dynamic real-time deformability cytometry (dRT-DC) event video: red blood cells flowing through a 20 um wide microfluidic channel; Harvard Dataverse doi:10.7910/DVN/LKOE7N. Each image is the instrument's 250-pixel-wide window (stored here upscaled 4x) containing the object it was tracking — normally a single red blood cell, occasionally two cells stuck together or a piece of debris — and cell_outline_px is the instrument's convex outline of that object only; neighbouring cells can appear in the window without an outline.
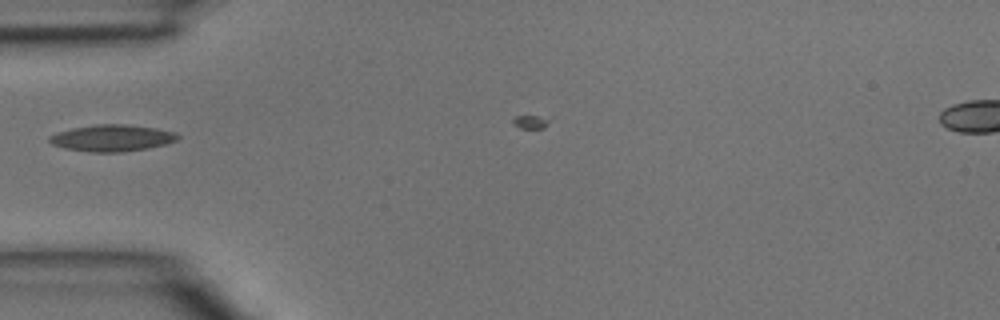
{"species": "common noctule bat (a hibernating species)", "species_latin": "Nyctalus noctula", "temperature_condition": "room temperature", "stored_images_in_passage": 4, "camera_frame_rate_fps": 3000, "um_per_image_px": 0.085, "animal": {"sex": "male", "body_mass_g": 15.6}, "frame": {"image": 1, "passage_image": 4, "time_ms": 1.0, "image_size_px": [1000, 320], "cell_outline_px": [[180, 136], [176, 140], [168, 144], [148, 148], [120, 152], [92, 152], [64, 148], [52, 144], [48, 140], [48, 136], [56, 132], [72, 128], [96, 124], [128, 124], [156, 128], [176, 132]], "centroid_in_image_um": [9.52, 11.72], "position_along_channel_um": 75.5, "area_um2": 20.06}}